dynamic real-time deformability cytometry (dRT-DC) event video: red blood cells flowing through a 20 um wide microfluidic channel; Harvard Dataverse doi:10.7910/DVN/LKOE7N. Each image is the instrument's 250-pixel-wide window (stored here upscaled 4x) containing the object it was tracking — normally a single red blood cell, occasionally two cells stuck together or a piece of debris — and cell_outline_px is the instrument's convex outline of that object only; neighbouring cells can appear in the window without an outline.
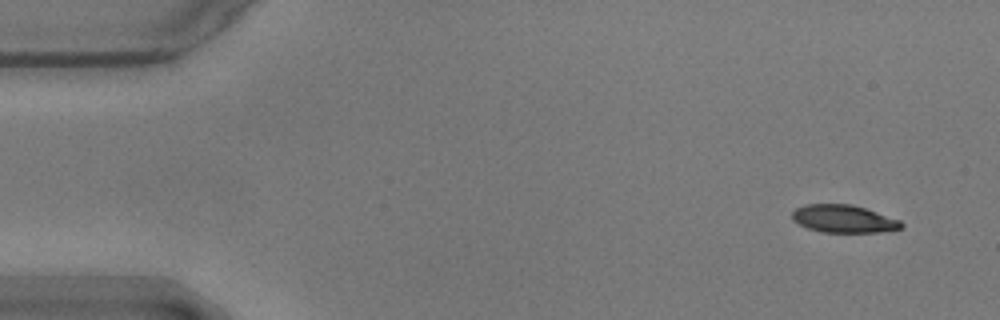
{"species": "common noctule bat (a hibernating species)", "species_latin": "Nyctalus noctula", "temperature_condition": "warm", "stored_images_in_passage": 54, "camera_frame_rate_fps": 3000, "um_per_image_px": 0.085, "animal": {"sex": "male", "body_mass_g": 17.9}, "frame": {"image": 1, "passage_image": 1, "time_ms": 0.0, "image_size_px": [1000, 320], "cell_outline_px": [[904, 224], [900, 228], [880, 232], [820, 232], [808, 228], [792, 220], [792, 212], [796, 208], [804, 204], [852, 204], [900, 220]], "centroid_in_image_um": [71.67, 18.59], "position_along_channel_um": 13.3, "area_um2": 17.51}}
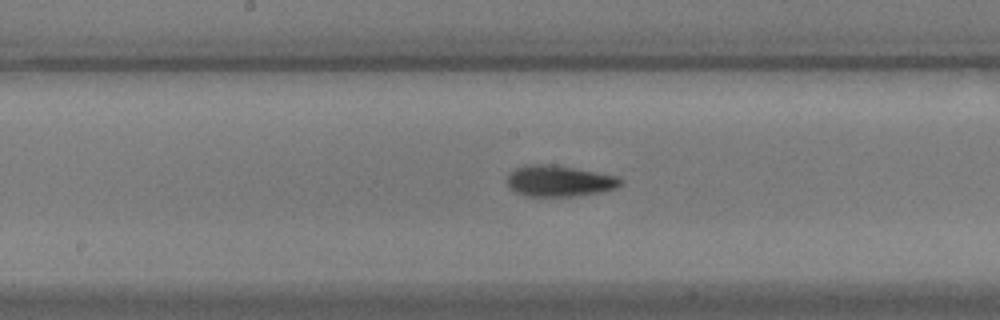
{"frame": {"image": 2, "passage_image": 26, "time_ms": 8.333, "image_size_px": [1000, 320], "cell_outline_px": [[624, 184], [616, 188], [600, 192], [572, 196], [528, 196], [516, 192], [508, 188], [508, 176], [512, 168], [524, 164], [556, 164], [620, 176], [624, 180]], "centroid_in_image_um": [47.56, 15.36], "position_along_channel_um": 200.6, "area_um2": 21.04}}
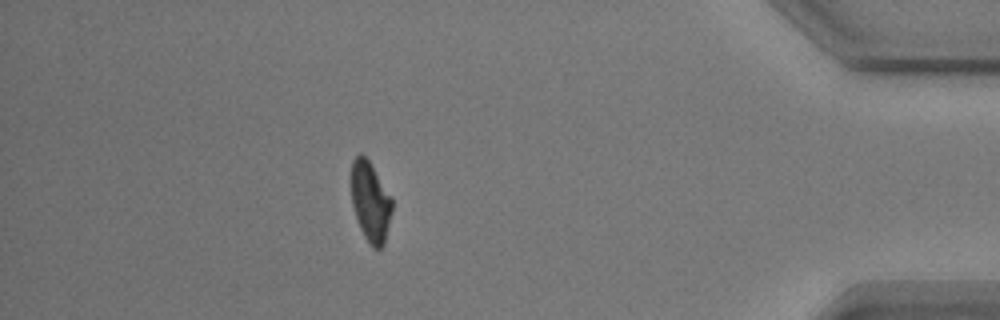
{"frame": {"image": 3, "passage_image": 47, "time_ms": 15.333, "image_size_px": [1000, 320], "cell_outline_px": [[392, 212], [384, 244], [380, 248], [372, 248], [364, 236], [360, 228], [352, 204], [352, 160], [360, 152], [368, 160], [392, 200]], "centroid_in_image_um": [31.48, 17.18], "position_along_channel_um": 403.7, "area_um2": 18.55}, "authors_computed_cell_mechanics": {"area_um2": 19.652, "velocity_mm_per_s": 3.5651, "shape_relaxation_time_tau1_ms": 3.7449, "shape_relaxation_time_tau2_ms": 2.3188, "deformation_change_tau1": 0.1654, "deformation_change_tau2": 0.0921}}